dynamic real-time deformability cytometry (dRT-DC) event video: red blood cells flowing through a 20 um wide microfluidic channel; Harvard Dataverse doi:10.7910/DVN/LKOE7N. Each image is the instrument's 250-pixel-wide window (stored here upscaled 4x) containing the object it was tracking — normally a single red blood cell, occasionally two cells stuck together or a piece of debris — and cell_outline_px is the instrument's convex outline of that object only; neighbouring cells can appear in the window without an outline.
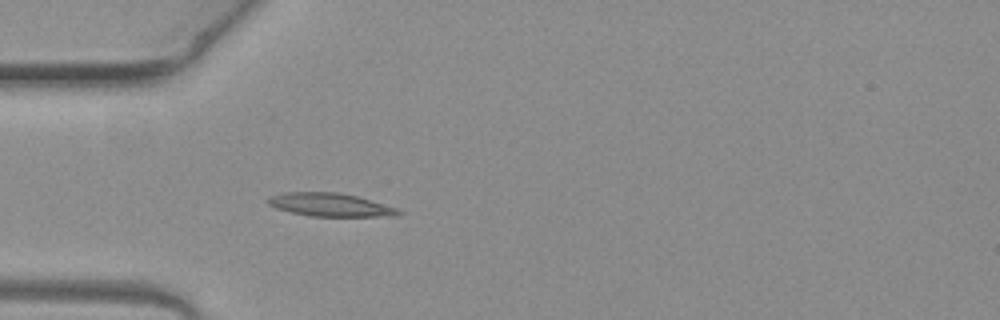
{"species": "common noctule bat (a hibernating species)", "species_latin": "Nyctalus noctula", "temperature_condition": "warm", "stored_images_in_passage": 5, "camera_frame_rate_fps": 3000, "um_per_image_px": 0.085, "animal": {"sex": "female", "body_mass_g": 19.3, "forearm_length_mm": 54.1}, "frame": {"image": 1, "passage_image": 5, "time_ms": 1.333, "image_size_px": [1000, 320], "cell_outline_px": [[404, 212], [400, 216], [312, 216], [292, 212], [276, 208], [268, 204], [268, 196], [284, 192], [336, 192], [356, 196], [396, 208]], "centroid_in_image_um": [28.06, 17.4], "position_along_channel_um": 56.9, "area_um2": 17.51}}